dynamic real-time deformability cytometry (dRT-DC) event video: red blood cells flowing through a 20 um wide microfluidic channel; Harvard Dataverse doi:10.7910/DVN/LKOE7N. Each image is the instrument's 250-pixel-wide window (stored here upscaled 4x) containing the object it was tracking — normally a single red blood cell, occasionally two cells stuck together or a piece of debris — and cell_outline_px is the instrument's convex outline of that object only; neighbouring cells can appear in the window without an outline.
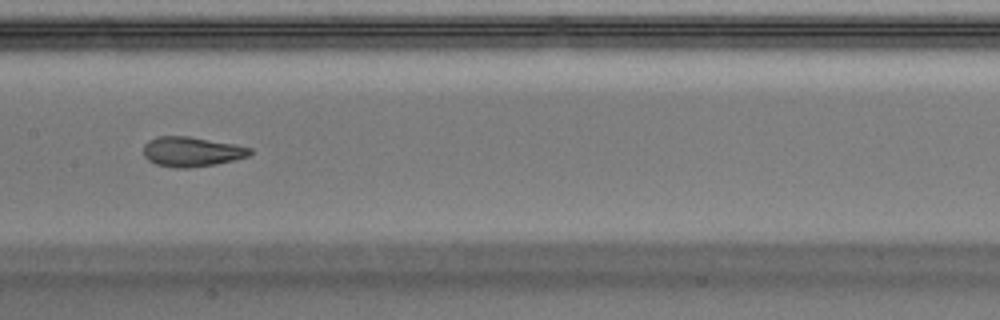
{"species": "Egyptian fruit bat (a non-hibernating species)", "species_latin": "Rousettus aegyptiacus", "temperature_condition": "warm", "stored_images_in_passage": 35, "camera_frame_rate_fps": 3000, "um_per_image_px": 0.085, "animal": {"sex": "male"}, "frame": {"image": 1, "passage_image": 11, "time_ms": 3.333, "image_size_px": [1000, 320], "cell_outline_px": [[252, 152], [248, 156], [236, 160], [216, 164], [188, 168], [172, 168], [156, 164], [148, 160], [144, 156], [144, 144], [148, 140], [156, 136], [188, 136], [236, 144], [252, 148]], "centroid_in_image_um": [16.29, 12.89], "position_along_channel_um": 191.1, "area_um2": 18.73}, "authors_computed_cell_mechanics": {"area_um2": 19.0162, "velocity_mm_per_s": 4.1071, "shape_relaxation_time_tau1_ms": 5.18, "shape_relaxation_time_tau2_ms": 0.9879, "deformation_change_tau1": 0.2163, "deformation_change_tau2": 0.0855}}